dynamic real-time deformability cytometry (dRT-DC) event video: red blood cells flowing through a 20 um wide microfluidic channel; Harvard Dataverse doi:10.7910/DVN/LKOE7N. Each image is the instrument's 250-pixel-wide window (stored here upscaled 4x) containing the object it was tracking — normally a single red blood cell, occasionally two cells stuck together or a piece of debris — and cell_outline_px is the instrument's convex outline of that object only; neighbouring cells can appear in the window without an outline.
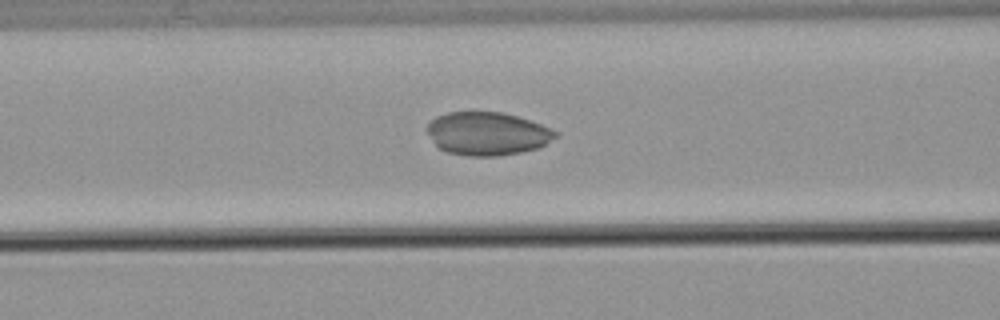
{"species": "common noctule bat (a hibernating species)", "species_latin": "Nyctalus noctula", "temperature_condition": "warm", "stored_images_in_passage": 61, "camera_frame_rate_fps": 3000, "um_per_image_px": 0.085, "animal": {"sex": "male", "body_mass_g": 21.5, "forearm_length_mm": 52.0}, "frame": {"image": 1, "passage_image": 25, "time_ms": 8.0, "image_size_px": [1000, 320], "cell_outline_px": [[560, 136], [540, 148], [500, 156], [468, 156], [448, 152], [440, 148], [436, 144], [428, 132], [428, 124], [436, 116], [448, 112], [500, 112], [516, 116], [540, 124], [560, 132]], "centroid_in_image_um": [41.49, 11.37], "position_along_channel_um": 125.1, "area_um2": 32.25}}
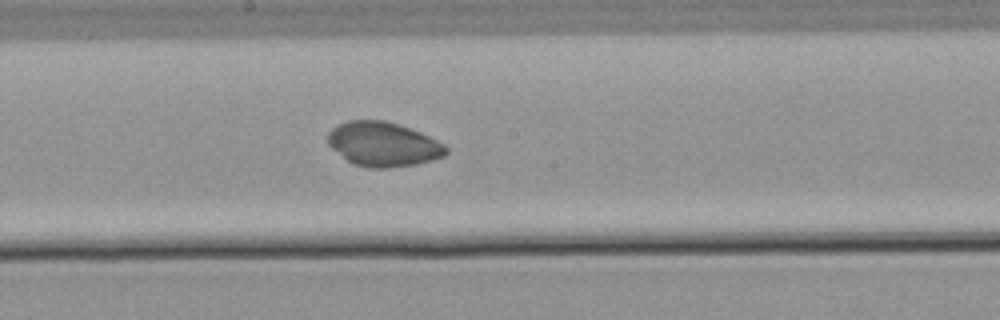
{"frame": {"image": 2, "passage_image": 33, "time_ms": 10.667, "image_size_px": [1000, 320], "cell_outline_px": [[448, 152], [444, 156], [432, 160], [416, 164], [388, 168], [368, 168], [352, 164], [332, 148], [328, 144], [328, 132], [336, 124], [348, 120], [384, 120], [400, 124], [420, 132], [444, 144], [448, 148]], "centroid_in_image_um": [32.56, 12.25], "position_along_channel_um": 215.6, "area_um2": 30.75}}
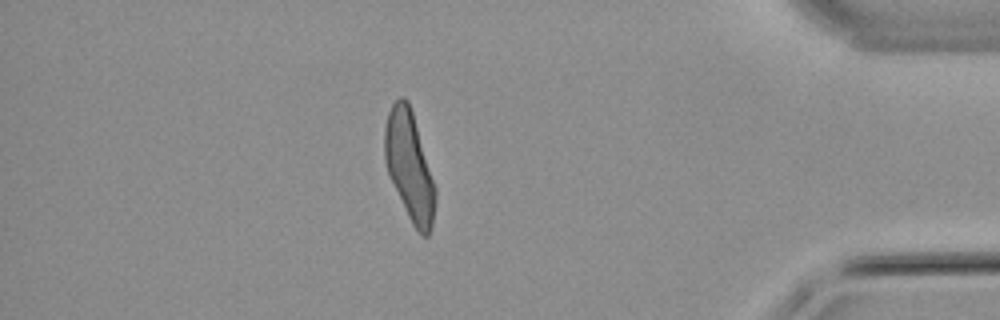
{"frame": {"image": 3, "passage_image": 53, "time_ms": 17.333, "image_size_px": [1000, 320], "cell_outline_px": [[436, 200], [432, 228], [428, 236], [420, 236], [412, 224], [388, 176], [384, 160], [384, 128], [388, 112], [392, 104], [400, 96], [404, 96], [408, 100], [412, 112], [436, 188]], "centroid_in_image_um": [34.79, 14.15], "position_along_channel_um": 400.4, "area_um2": 32.31}}